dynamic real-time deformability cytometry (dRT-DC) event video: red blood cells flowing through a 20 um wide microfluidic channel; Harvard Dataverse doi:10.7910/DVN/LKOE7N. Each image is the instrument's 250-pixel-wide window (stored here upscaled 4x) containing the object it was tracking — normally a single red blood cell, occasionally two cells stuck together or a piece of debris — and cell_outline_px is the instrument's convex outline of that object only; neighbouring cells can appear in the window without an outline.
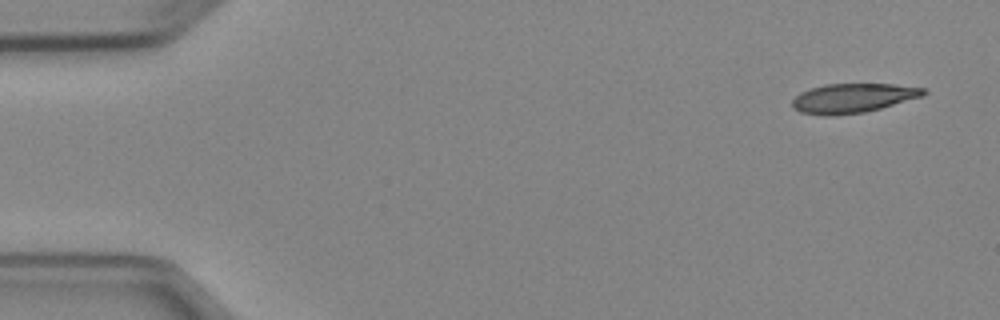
{"species": "Egyptian fruit bat (a non-hibernating species)", "species_latin": "Rousettus aegyptiacus", "temperature_condition": "cold", "stored_images_in_passage": 6, "segment_of_instrument_passage": [2, 2], "camera_frame_rate_fps": 3000, "um_per_image_px": 0.085, "animal": {"sex": "female"}, "frame": {"image": 1, "passage_image": 6, "time_ms": 6.667, "image_size_px": [1000, 320], "cell_outline_px": [[928, 92], [924, 96], [880, 108], [864, 112], [800, 112], [792, 108], [792, 100], [800, 92], [824, 84], [892, 84], [924, 88]], "centroid_in_image_um": [72.57, 8.28], "position_along_channel_um": 12.4, "area_um2": 21.44}}